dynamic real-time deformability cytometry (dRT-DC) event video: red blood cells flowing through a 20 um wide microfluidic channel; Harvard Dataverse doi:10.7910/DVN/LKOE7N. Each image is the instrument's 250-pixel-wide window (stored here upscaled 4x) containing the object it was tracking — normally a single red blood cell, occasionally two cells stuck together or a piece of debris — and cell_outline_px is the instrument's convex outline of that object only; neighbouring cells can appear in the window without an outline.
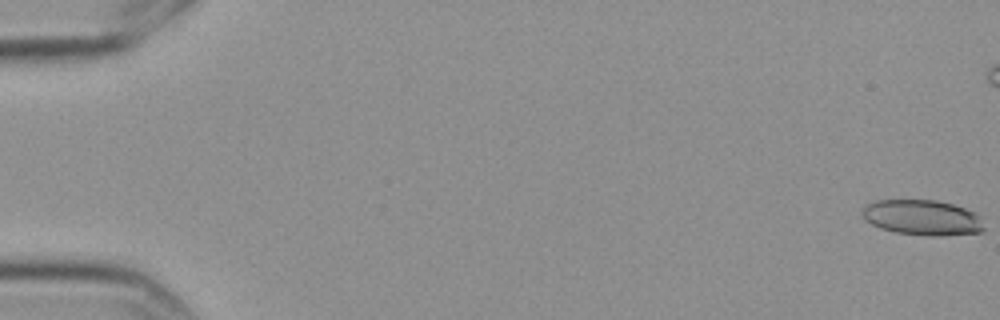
{"species": "Egyptian fruit bat (a non-hibernating species)", "species_latin": "Rousettus aegyptiacus", "temperature_condition": "cold", "stored_images_in_passage": 7, "camera_frame_rate_fps": 3000, "um_per_image_px": 0.085, "frame": {"image": 1, "passage_image": 1, "time_ms": 0.0, "image_size_px": [1000, 320], "cell_outline_px": [[984, 232], [940, 236], [928, 236], [896, 232], [880, 228], [864, 220], [860, 212], [864, 204], [876, 200], [936, 200], [952, 204], [964, 208], [980, 216], [984, 228]], "centroid_in_image_um": [78.36, 18.49], "position_along_channel_um": 6.6, "area_um2": 25.32}}